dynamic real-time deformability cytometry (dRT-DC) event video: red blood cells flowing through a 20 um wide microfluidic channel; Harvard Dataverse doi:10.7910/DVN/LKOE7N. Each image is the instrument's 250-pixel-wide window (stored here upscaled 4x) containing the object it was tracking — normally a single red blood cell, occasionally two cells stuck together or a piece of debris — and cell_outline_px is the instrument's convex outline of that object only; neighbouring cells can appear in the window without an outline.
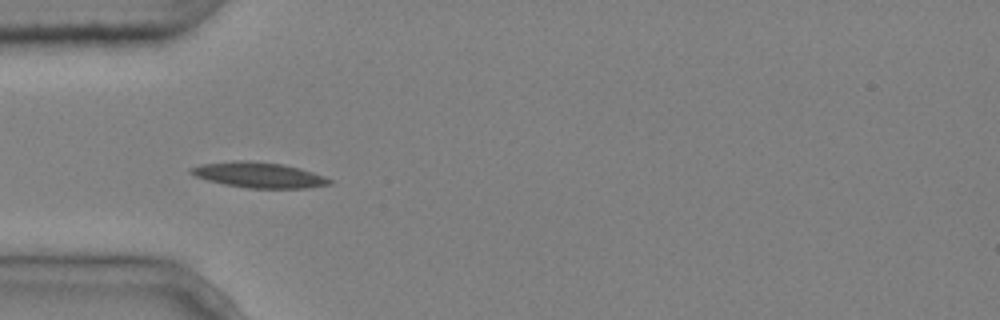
{"species": "common noctule bat (a hibernating species)", "species_latin": "Nyctalus noctula", "temperature_condition": "cold", "stored_images_in_passage": 10, "camera_frame_rate_fps": 3000, "um_per_image_px": 0.085, "animal": {"sex": "male", "body_mass_g": 20.4}, "frame": {"image": 1, "passage_image": 4, "time_ms": 1.0, "image_size_px": [1000, 320], "cell_outline_px": [[332, 184], [308, 188], [248, 188], [224, 184], [208, 180], [196, 176], [188, 172], [188, 168], [200, 164], [232, 160], [252, 160], [280, 164], [300, 168], [324, 176], [332, 180]], "centroid_in_image_um": [21.97, 14.86], "position_along_channel_um": 63.0, "area_um2": 20.69}}
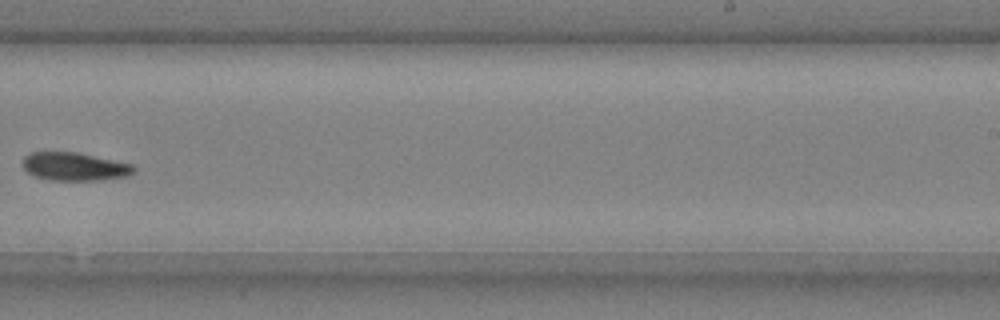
{"frame": {"image": 2, "passage_image": 9, "time_ms": 2.667, "image_size_px": [1000, 320], "cell_outline_px": [[136, 172], [128, 176], [100, 180], [52, 180], [32, 176], [20, 164], [24, 156], [28, 152], [76, 152], [132, 164], [136, 168]], "centroid_in_image_um": [6.31, 14.16], "position_along_channel_um": 282.7, "area_um2": 18.44}}
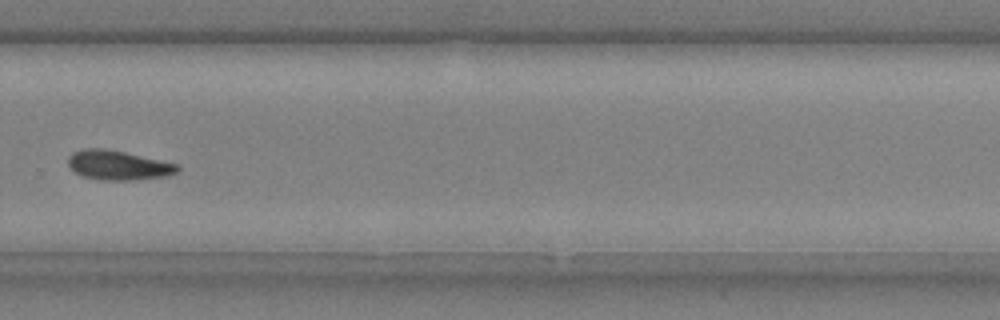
{"frame": {"image": 3, "passage_image": 10, "time_ms": 3.0, "image_size_px": [1000, 320], "cell_outline_px": [[180, 168], [176, 172], [164, 176], [132, 180], [96, 180], [80, 176], [68, 164], [68, 156], [72, 152], [84, 148], [104, 148], [124, 152], [180, 164]], "centroid_in_image_um": [10.01, 14.04], "position_along_channel_um": 319.8, "area_um2": 18.84}}